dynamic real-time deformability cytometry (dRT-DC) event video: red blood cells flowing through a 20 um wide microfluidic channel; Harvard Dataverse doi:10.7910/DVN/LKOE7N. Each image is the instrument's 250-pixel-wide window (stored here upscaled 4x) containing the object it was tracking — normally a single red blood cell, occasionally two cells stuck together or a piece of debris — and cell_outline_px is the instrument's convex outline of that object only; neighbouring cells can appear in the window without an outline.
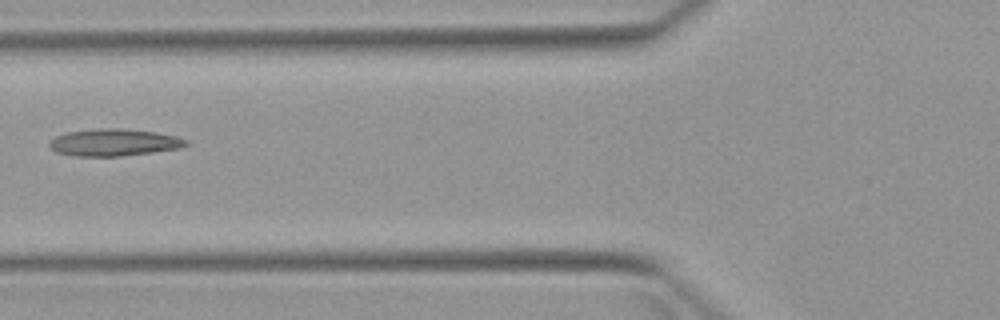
{"species": "Egyptian fruit bat (a non-hibernating species)", "species_latin": "Rousettus aegyptiacus", "temperature_condition": "warm", "stored_images_in_passage": 5, "camera_frame_rate_fps": 3000, "um_per_image_px": 0.085, "animal": {"sex": "female"}, "frame": {"image": 1, "passage_image": 5, "time_ms": 4.667, "image_size_px": [1000, 320], "cell_outline_px": [[188, 144], [180, 148], [152, 152], [120, 156], [72, 156], [56, 152], [48, 144], [48, 140], [64, 132], [100, 128], [120, 128], [156, 132], [176, 136], [188, 140]], "centroid_in_image_um": [9.65, 12.1], "position_along_channel_um": 116.1, "area_um2": 21.68}}